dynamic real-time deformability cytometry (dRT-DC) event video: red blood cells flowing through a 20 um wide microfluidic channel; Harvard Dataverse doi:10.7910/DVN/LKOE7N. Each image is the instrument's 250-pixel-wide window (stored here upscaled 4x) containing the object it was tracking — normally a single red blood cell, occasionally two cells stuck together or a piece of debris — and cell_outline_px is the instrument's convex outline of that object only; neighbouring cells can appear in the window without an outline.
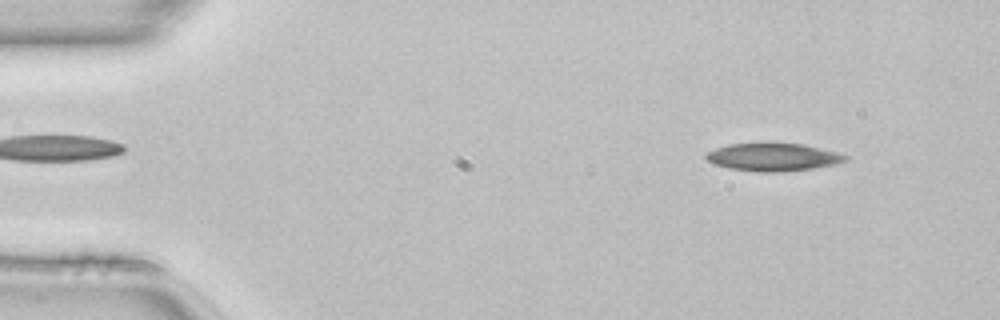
{"species": "common noctule bat (a hibernating species)", "species_latin": "Nyctalus noctula", "temperature_condition": "room temperature", "stored_images_in_passage": 48, "camera_frame_rate_fps": 3000, "um_per_image_px": 0.085, "animal": {"sex": "female", "body_mass_g": 22.7, "forearm_length_mm": 54.2}, "frame": {"image": 1, "passage_image": 4, "time_ms": 1.0, "image_size_px": [1000, 320], "cell_outline_px": [[848, 160], [836, 164], [812, 168], [784, 172], [756, 172], [728, 168], [712, 164], [704, 156], [708, 152], [716, 148], [728, 144], [804, 144], [836, 152], [848, 156]], "centroid_in_image_um": [65.7, 13.37], "position_along_channel_um": 19.3, "area_um2": 22.43}}
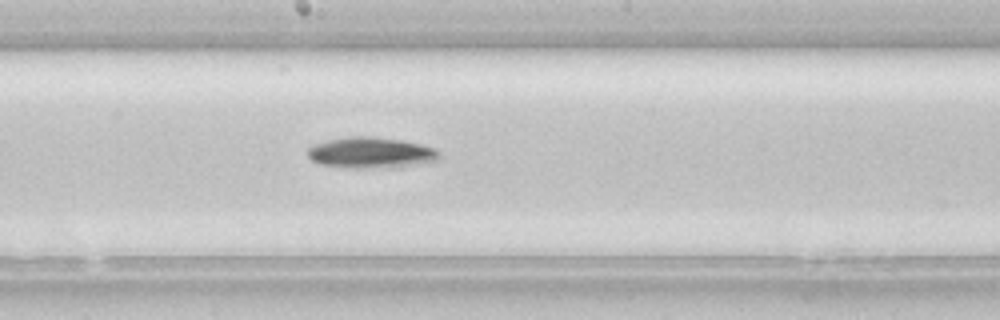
{"frame": {"image": 2, "passage_image": 25, "time_ms": 8.0, "image_size_px": [1000, 320], "cell_outline_px": [[440, 160], [416, 164], [384, 168], [352, 168], [320, 164], [312, 160], [308, 156], [308, 148], [316, 144], [328, 140], [348, 136], [372, 136], [400, 140], [420, 144], [436, 148], [440, 152]], "centroid_in_image_um": [31.55, 12.98], "position_along_channel_um": 216.6, "area_um2": 23.7}}
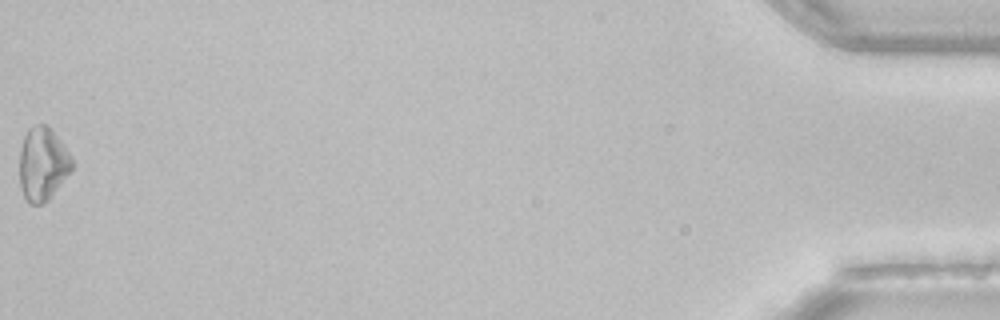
{"frame": {"image": 3, "passage_image": 48, "time_ms": 15.667, "image_size_px": [1000, 320], "cell_outline_px": [[76, 164], [48, 200], [40, 204], [32, 204], [24, 196], [20, 188], [20, 148], [24, 136], [28, 128], [32, 124], [48, 124], [72, 156]], "centroid_in_image_um": [3.64, 13.89], "position_along_channel_um": 431.6, "area_um2": 22.6}, "authors_computed_cell_mechanics": {"area_um2": 22.542, "velocity_mm_per_s": 4.1415, "shape_relaxation_time_tau1_ms": 2.153, "shape_relaxation_time_tau2_ms": null, "deformation_change_tau1": 0.0598, "deformation_change_tau2": null}}